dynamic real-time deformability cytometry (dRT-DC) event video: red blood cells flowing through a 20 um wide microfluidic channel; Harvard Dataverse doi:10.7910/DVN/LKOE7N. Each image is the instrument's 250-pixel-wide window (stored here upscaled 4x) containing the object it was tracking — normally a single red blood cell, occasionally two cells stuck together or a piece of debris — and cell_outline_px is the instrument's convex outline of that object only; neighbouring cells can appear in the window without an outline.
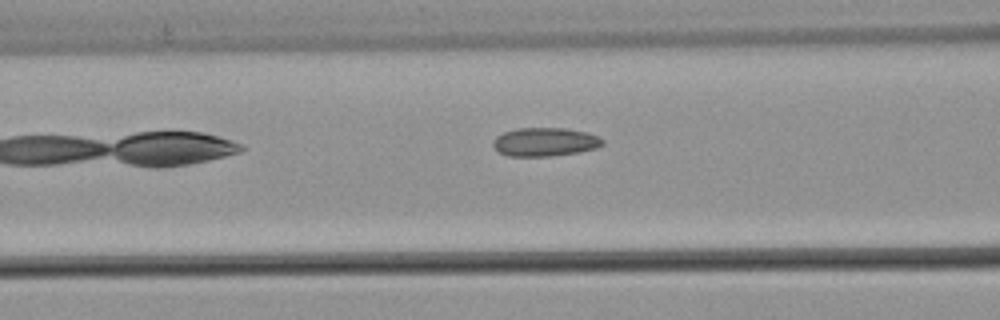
{"species": "common noctule bat (a hibernating species)", "species_latin": "Nyctalus noctula", "temperature_condition": "warm", "stored_images_in_passage": 7, "camera_frame_rate_fps": 3000, "um_per_image_px": 0.085, "animal": {"sex": "male", "body_mass_g": 21.5, "forearm_length_mm": 52.0}, "frame": {"image": 1, "passage_image": 6, "time_ms": 1.667, "image_size_px": [1000, 320], "cell_outline_px": [[604, 144], [596, 148], [580, 152], [552, 156], [508, 156], [496, 152], [492, 144], [492, 140], [496, 136], [504, 132], [516, 128], [568, 128], [588, 132], [604, 140]], "centroid_in_image_um": [46.29, 12.06], "position_along_channel_um": 120.3, "area_um2": 18.55}}
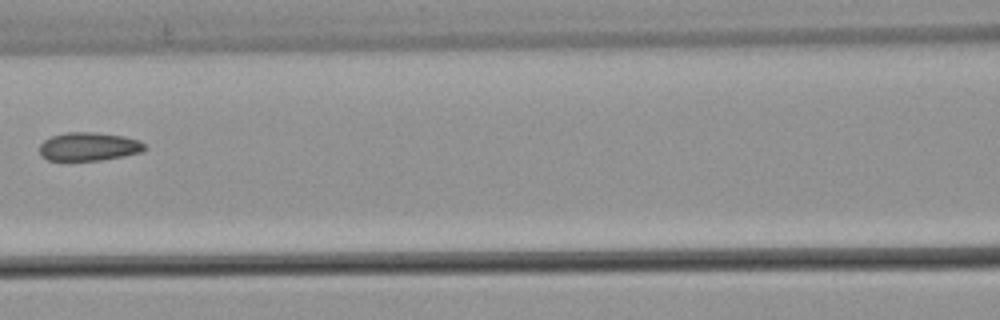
{"frame": {"image": 2, "passage_image": 7, "time_ms": 2.0, "image_size_px": [1000, 320], "cell_outline_px": [[148, 148], [140, 152], [124, 156], [100, 160], [48, 160], [40, 156], [40, 144], [44, 140], [52, 136], [68, 132], [96, 132], [124, 136], [140, 140]], "centroid_in_image_um": [7.56, 12.45], "position_along_channel_um": 159.0, "area_um2": 17.46}}